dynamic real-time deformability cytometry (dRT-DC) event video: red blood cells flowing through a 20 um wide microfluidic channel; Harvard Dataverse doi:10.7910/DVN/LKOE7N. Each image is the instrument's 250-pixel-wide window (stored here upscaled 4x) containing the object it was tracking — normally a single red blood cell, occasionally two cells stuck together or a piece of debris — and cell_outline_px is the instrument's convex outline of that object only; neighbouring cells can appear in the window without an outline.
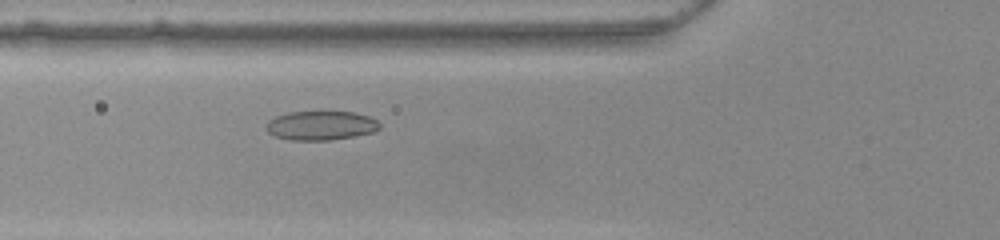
{"species": "common noctule bat (a hibernating species)", "species_latin": "Nyctalus noctula", "temperature_condition": "warm", "stored_images_in_passage": 47, "camera_frame_rate_fps": 3000, "um_per_image_px": 0.085, "animal": {"sex": "female", "body_mass_g": 22.0, "forearm_length_mm": 56.7}, "frame": {"image": 1, "passage_image": 14, "time_ms": 4.333, "image_size_px": [1000, 240], "cell_outline_px": [[380, 128], [372, 132], [352, 136], [328, 140], [292, 140], [272, 136], [264, 128], [268, 120], [276, 116], [288, 112], [352, 112], [368, 116], [376, 120], [380, 124]], "centroid_in_image_um": [27.21, 10.67], "position_along_channel_um": 98.6, "area_um2": 19.19}}
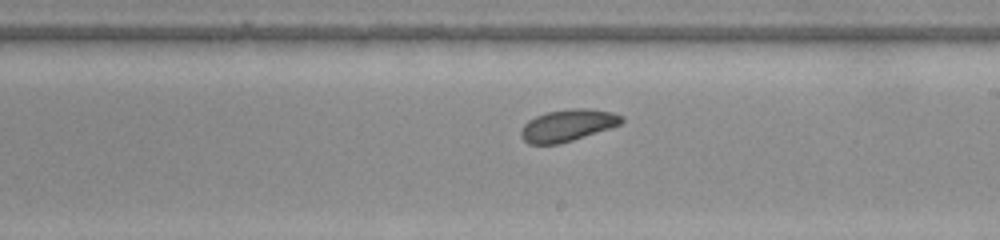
{"frame": {"image": 2, "passage_image": 25, "time_ms": 8.0, "image_size_px": [1000, 240], "cell_outline_px": [[624, 120], [620, 124], [572, 140], [556, 144], [528, 144], [520, 136], [520, 132], [524, 124], [528, 120], [536, 116], [548, 112], [572, 108], [588, 108], [612, 112], [624, 116]], "centroid_in_image_um": [48.23, 10.64], "position_along_channel_um": 240.8, "area_um2": 18.5}}
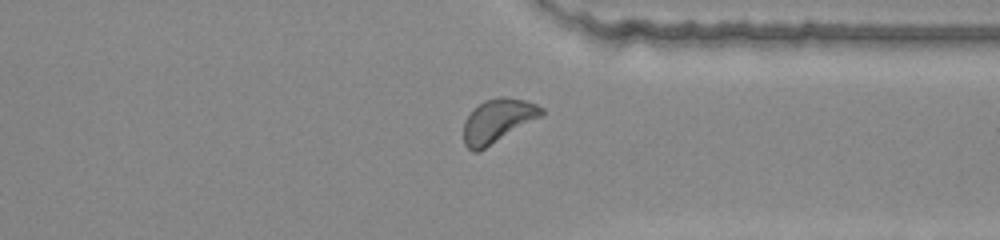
{"frame": {"image": 3, "passage_image": 35, "time_ms": 11.333, "image_size_px": [1000, 240], "cell_outline_px": [[544, 116], [484, 148], [476, 152], [472, 152], [464, 144], [464, 120], [484, 100], [500, 96], [504, 96], [524, 100], [536, 104], [544, 108]], "centroid_in_image_um": [42.35, 10.25], "position_along_channel_um": 369.1, "area_um2": 19.71}}